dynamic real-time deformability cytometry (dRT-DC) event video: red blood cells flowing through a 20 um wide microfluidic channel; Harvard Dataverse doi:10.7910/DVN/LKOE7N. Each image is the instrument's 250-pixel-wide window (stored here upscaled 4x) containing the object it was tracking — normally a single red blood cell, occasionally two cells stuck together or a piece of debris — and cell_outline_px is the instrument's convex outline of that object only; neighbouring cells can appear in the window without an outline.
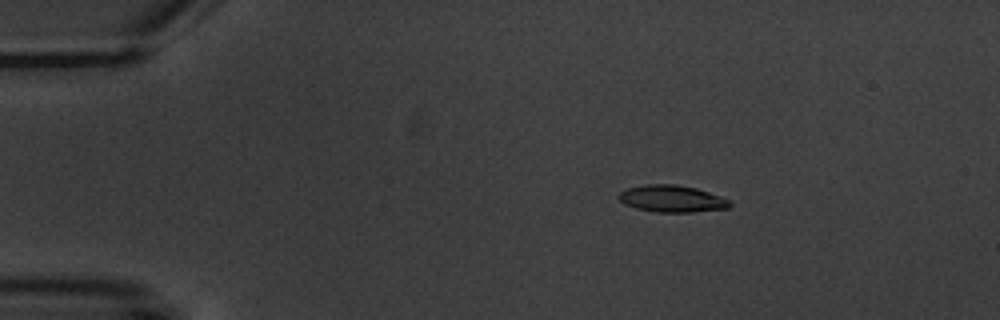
{"species": "common noctule bat (a hibernating species)", "species_latin": "Nyctalus noctula", "temperature_condition": "warm", "stored_images_in_passage": 4, "camera_frame_rate_fps": 3000, "um_per_image_px": 0.085, "animal": {"sex": "male", "body_mass_g": 20.1, "forearm_length_mm": 53.5}, "frame": {"image": 1, "passage_image": 2, "time_ms": 1.333, "image_size_px": [1000, 320], "cell_outline_px": [[732, 204], [728, 208], [692, 212], [656, 212], [636, 208], [624, 204], [616, 196], [620, 192], [628, 188], [644, 184], [676, 184], [696, 188], [720, 196], [728, 200]], "centroid_in_image_um": [57.08, 16.89], "position_along_channel_um": 27.9, "area_um2": 17.4}}